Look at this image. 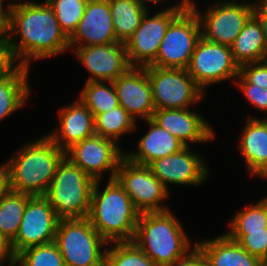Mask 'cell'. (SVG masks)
I'll return each instance as SVG.
<instances>
[{
  "label": "cell",
  "mask_w": 267,
  "mask_h": 266,
  "mask_svg": "<svg viewBox=\"0 0 267 266\" xmlns=\"http://www.w3.org/2000/svg\"><path fill=\"white\" fill-rule=\"evenodd\" d=\"M9 27L5 35L22 66L70 51L69 38L61 30L53 8L43 3H8Z\"/></svg>",
  "instance_id": "cell-1"
},
{
  "label": "cell",
  "mask_w": 267,
  "mask_h": 266,
  "mask_svg": "<svg viewBox=\"0 0 267 266\" xmlns=\"http://www.w3.org/2000/svg\"><path fill=\"white\" fill-rule=\"evenodd\" d=\"M100 182L93 186L87 219L108 243L132 242L140 212L115 178L101 192Z\"/></svg>",
  "instance_id": "cell-2"
},
{
  "label": "cell",
  "mask_w": 267,
  "mask_h": 266,
  "mask_svg": "<svg viewBox=\"0 0 267 266\" xmlns=\"http://www.w3.org/2000/svg\"><path fill=\"white\" fill-rule=\"evenodd\" d=\"M65 151L47 135L20 147L7 160L11 189L30 196H45Z\"/></svg>",
  "instance_id": "cell-3"
},
{
  "label": "cell",
  "mask_w": 267,
  "mask_h": 266,
  "mask_svg": "<svg viewBox=\"0 0 267 266\" xmlns=\"http://www.w3.org/2000/svg\"><path fill=\"white\" fill-rule=\"evenodd\" d=\"M132 242L157 266H170L192 250L182 224L170 210L140 213Z\"/></svg>",
  "instance_id": "cell-4"
},
{
  "label": "cell",
  "mask_w": 267,
  "mask_h": 266,
  "mask_svg": "<svg viewBox=\"0 0 267 266\" xmlns=\"http://www.w3.org/2000/svg\"><path fill=\"white\" fill-rule=\"evenodd\" d=\"M95 182L64 157L44 197L60 219L87 218Z\"/></svg>",
  "instance_id": "cell-5"
},
{
  "label": "cell",
  "mask_w": 267,
  "mask_h": 266,
  "mask_svg": "<svg viewBox=\"0 0 267 266\" xmlns=\"http://www.w3.org/2000/svg\"><path fill=\"white\" fill-rule=\"evenodd\" d=\"M54 242L66 266H104L108 242L87 218L60 219Z\"/></svg>",
  "instance_id": "cell-6"
},
{
  "label": "cell",
  "mask_w": 267,
  "mask_h": 266,
  "mask_svg": "<svg viewBox=\"0 0 267 266\" xmlns=\"http://www.w3.org/2000/svg\"><path fill=\"white\" fill-rule=\"evenodd\" d=\"M196 4L194 0H180L175 5L149 16V10L143 16L139 27L126 41L127 57L132 67L151 65L159 51L160 44L169 24L181 13L188 12Z\"/></svg>",
  "instance_id": "cell-7"
},
{
  "label": "cell",
  "mask_w": 267,
  "mask_h": 266,
  "mask_svg": "<svg viewBox=\"0 0 267 266\" xmlns=\"http://www.w3.org/2000/svg\"><path fill=\"white\" fill-rule=\"evenodd\" d=\"M152 87L155 109H189L202 101L206 92L182 68L145 66Z\"/></svg>",
  "instance_id": "cell-8"
},
{
  "label": "cell",
  "mask_w": 267,
  "mask_h": 266,
  "mask_svg": "<svg viewBox=\"0 0 267 266\" xmlns=\"http://www.w3.org/2000/svg\"><path fill=\"white\" fill-rule=\"evenodd\" d=\"M215 3L204 13L199 12L196 5L192 8L200 21L201 36L209 42L231 46L253 15L254 4L237 0H220Z\"/></svg>",
  "instance_id": "cell-9"
},
{
  "label": "cell",
  "mask_w": 267,
  "mask_h": 266,
  "mask_svg": "<svg viewBox=\"0 0 267 266\" xmlns=\"http://www.w3.org/2000/svg\"><path fill=\"white\" fill-rule=\"evenodd\" d=\"M201 37V25L195 11L192 9L179 14L169 24L156 60L151 65L187 69Z\"/></svg>",
  "instance_id": "cell-10"
},
{
  "label": "cell",
  "mask_w": 267,
  "mask_h": 266,
  "mask_svg": "<svg viewBox=\"0 0 267 266\" xmlns=\"http://www.w3.org/2000/svg\"><path fill=\"white\" fill-rule=\"evenodd\" d=\"M115 179L140 213L169 210L168 206L162 205V201L170 195L169 191L148 166L135 164L124 157L119 163Z\"/></svg>",
  "instance_id": "cell-11"
},
{
  "label": "cell",
  "mask_w": 267,
  "mask_h": 266,
  "mask_svg": "<svg viewBox=\"0 0 267 266\" xmlns=\"http://www.w3.org/2000/svg\"><path fill=\"white\" fill-rule=\"evenodd\" d=\"M188 73L204 90L212 84L234 79L240 67L235 62L231 46L209 42L201 37L192 54Z\"/></svg>",
  "instance_id": "cell-12"
},
{
  "label": "cell",
  "mask_w": 267,
  "mask_h": 266,
  "mask_svg": "<svg viewBox=\"0 0 267 266\" xmlns=\"http://www.w3.org/2000/svg\"><path fill=\"white\" fill-rule=\"evenodd\" d=\"M119 146L115 141L95 134L73 144L65 151V157L95 181L102 180V174L111 171L110 180L115 178L119 163L125 157Z\"/></svg>",
  "instance_id": "cell-13"
},
{
  "label": "cell",
  "mask_w": 267,
  "mask_h": 266,
  "mask_svg": "<svg viewBox=\"0 0 267 266\" xmlns=\"http://www.w3.org/2000/svg\"><path fill=\"white\" fill-rule=\"evenodd\" d=\"M60 218L44 196H33L26 204L19 231L10 243L13 256L23 250L54 241Z\"/></svg>",
  "instance_id": "cell-14"
},
{
  "label": "cell",
  "mask_w": 267,
  "mask_h": 266,
  "mask_svg": "<svg viewBox=\"0 0 267 266\" xmlns=\"http://www.w3.org/2000/svg\"><path fill=\"white\" fill-rule=\"evenodd\" d=\"M190 146L179 152L159 158L148 167L169 191L168 183L177 185H202L208 178L209 169L202 156L192 152Z\"/></svg>",
  "instance_id": "cell-15"
},
{
  "label": "cell",
  "mask_w": 267,
  "mask_h": 266,
  "mask_svg": "<svg viewBox=\"0 0 267 266\" xmlns=\"http://www.w3.org/2000/svg\"><path fill=\"white\" fill-rule=\"evenodd\" d=\"M91 75L89 81L114 82L132 66L127 57L125 44L114 42L105 45L70 47Z\"/></svg>",
  "instance_id": "cell-16"
},
{
  "label": "cell",
  "mask_w": 267,
  "mask_h": 266,
  "mask_svg": "<svg viewBox=\"0 0 267 266\" xmlns=\"http://www.w3.org/2000/svg\"><path fill=\"white\" fill-rule=\"evenodd\" d=\"M119 105L136 121L151 119L155 111L152 87L145 67H131L114 82ZM141 117V118H140Z\"/></svg>",
  "instance_id": "cell-17"
},
{
  "label": "cell",
  "mask_w": 267,
  "mask_h": 266,
  "mask_svg": "<svg viewBox=\"0 0 267 266\" xmlns=\"http://www.w3.org/2000/svg\"><path fill=\"white\" fill-rule=\"evenodd\" d=\"M202 115L189 109H155L152 120L176 137L184 146L210 142L214 130Z\"/></svg>",
  "instance_id": "cell-18"
},
{
  "label": "cell",
  "mask_w": 267,
  "mask_h": 266,
  "mask_svg": "<svg viewBox=\"0 0 267 266\" xmlns=\"http://www.w3.org/2000/svg\"><path fill=\"white\" fill-rule=\"evenodd\" d=\"M117 42L108 2L88 1L69 47L105 45Z\"/></svg>",
  "instance_id": "cell-19"
},
{
  "label": "cell",
  "mask_w": 267,
  "mask_h": 266,
  "mask_svg": "<svg viewBox=\"0 0 267 266\" xmlns=\"http://www.w3.org/2000/svg\"><path fill=\"white\" fill-rule=\"evenodd\" d=\"M59 126L46 134L60 149L66 151L73 144L95 135L92 112L79 99L59 110Z\"/></svg>",
  "instance_id": "cell-20"
},
{
  "label": "cell",
  "mask_w": 267,
  "mask_h": 266,
  "mask_svg": "<svg viewBox=\"0 0 267 266\" xmlns=\"http://www.w3.org/2000/svg\"><path fill=\"white\" fill-rule=\"evenodd\" d=\"M246 118L238 149L249 175L263 178L267 174V117L259 119L254 115Z\"/></svg>",
  "instance_id": "cell-21"
},
{
  "label": "cell",
  "mask_w": 267,
  "mask_h": 266,
  "mask_svg": "<svg viewBox=\"0 0 267 266\" xmlns=\"http://www.w3.org/2000/svg\"><path fill=\"white\" fill-rule=\"evenodd\" d=\"M149 131L138 142L137 151L125 152V157L135 164L148 166L156 159L179 152L185 147L176 137L161 128L152 119L145 120Z\"/></svg>",
  "instance_id": "cell-22"
},
{
  "label": "cell",
  "mask_w": 267,
  "mask_h": 266,
  "mask_svg": "<svg viewBox=\"0 0 267 266\" xmlns=\"http://www.w3.org/2000/svg\"><path fill=\"white\" fill-rule=\"evenodd\" d=\"M195 244L202 251L206 266H263L259 258L248 253L226 233Z\"/></svg>",
  "instance_id": "cell-23"
},
{
  "label": "cell",
  "mask_w": 267,
  "mask_h": 266,
  "mask_svg": "<svg viewBox=\"0 0 267 266\" xmlns=\"http://www.w3.org/2000/svg\"><path fill=\"white\" fill-rule=\"evenodd\" d=\"M235 62L240 66L267 60V49L261 24L252 15L231 45Z\"/></svg>",
  "instance_id": "cell-24"
},
{
  "label": "cell",
  "mask_w": 267,
  "mask_h": 266,
  "mask_svg": "<svg viewBox=\"0 0 267 266\" xmlns=\"http://www.w3.org/2000/svg\"><path fill=\"white\" fill-rule=\"evenodd\" d=\"M109 8L117 42L125 44L139 27L148 9L140 0H112Z\"/></svg>",
  "instance_id": "cell-25"
},
{
  "label": "cell",
  "mask_w": 267,
  "mask_h": 266,
  "mask_svg": "<svg viewBox=\"0 0 267 266\" xmlns=\"http://www.w3.org/2000/svg\"><path fill=\"white\" fill-rule=\"evenodd\" d=\"M29 68L21 66L10 78L0 82V122L24 106L30 95Z\"/></svg>",
  "instance_id": "cell-26"
},
{
  "label": "cell",
  "mask_w": 267,
  "mask_h": 266,
  "mask_svg": "<svg viewBox=\"0 0 267 266\" xmlns=\"http://www.w3.org/2000/svg\"><path fill=\"white\" fill-rule=\"evenodd\" d=\"M32 196L11 190L0 199V233L11 243L20 228L27 201Z\"/></svg>",
  "instance_id": "cell-27"
},
{
  "label": "cell",
  "mask_w": 267,
  "mask_h": 266,
  "mask_svg": "<svg viewBox=\"0 0 267 266\" xmlns=\"http://www.w3.org/2000/svg\"><path fill=\"white\" fill-rule=\"evenodd\" d=\"M95 134L118 143L126 133L135 131L136 121L120 105L94 117Z\"/></svg>",
  "instance_id": "cell-28"
},
{
  "label": "cell",
  "mask_w": 267,
  "mask_h": 266,
  "mask_svg": "<svg viewBox=\"0 0 267 266\" xmlns=\"http://www.w3.org/2000/svg\"><path fill=\"white\" fill-rule=\"evenodd\" d=\"M79 95L78 99L92 112L94 117L119 106L115 87L110 81L85 82Z\"/></svg>",
  "instance_id": "cell-29"
},
{
  "label": "cell",
  "mask_w": 267,
  "mask_h": 266,
  "mask_svg": "<svg viewBox=\"0 0 267 266\" xmlns=\"http://www.w3.org/2000/svg\"><path fill=\"white\" fill-rule=\"evenodd\" d=\"M104 266L157 265L133 242H112L108 243L106 247Z\"/></svg>",
  "instance_id": "cell-30"
},
{
  "label": "cell",
  "mask_w": 267,
  "mask_h": 266,
  "mask_svg": "<svg viewBox=\"0 0 267 266\" xmlns=\"http://www.w3.org/2000/svg\"><path fill=\"white\" fill-rule=\"evenodd\" d=\"M227 232H257L267 228V196L238 211Z\"/></svg>",
  "instance_id": "cell-31"
},
{
  "label": "cell",
  "mask_w": 267,
  "mask_h": 266,
  "mask_svg": "<svg viewBox=\"0 0 267 266\" xmlns=\"http://www.w3.org/2000/svg\"><path fill=\"white\" fill-rule=\"evenodd\" d=\"M13 266H66L55 242L29 247L14 257Z\"/></svg>",
  "instance_id": "cell-32"
},
{
  "label": "cell",
  "mask_w": 267,
  "mask_h": 266,
  "mask_svg": "<svg viewBox=\"0 0 267 266\" xmlns=\"http://www.w3.org/2000/svg\"><path fill=\"white\" fill-rule=\"evenodd\" d=\"M53 8L61 30L70 38L83 16L87 0H46Z\"/></svg>",
  "instance_id": "cell-33"
},
{
  "label": "cell",
  "mask_w": 267,
  "mask_h": 266,
  "mask_svg": "<svg viewBox=\"0 0 267 266\" xmlns=\"http://www.w3.org/2000/svg\"><path fill=\"white\" fill-rule=\"evenodd\" d=\"M226 234L262 262L267 258V228L265 231L226 232Z\"/></svg>",
  "instance_id": "cell-34"
},
{
  "label": "cell",
  "mask_w": 267,
  "mask_h": 266,
  "mask_svg": "<svg viewBox=\"0 0 267 266\" xmlns=\"http://www.w3.org/2000/svg\"><path fill=\"white\" fill-rule=\"evenodd\" d=\"M236 79H239L236 83L239 86L240 91H242L243 95L247 98L248 102L252 104L251 106L267 113V89L249 84L240 74L236 77Z\"/></svg>",
  "instance_id": "cell-35"
},
{
  "label": "cell",
  "mask_w": 267,
  "mask_h": 266,
  "mask_svg": "<svg viewBox=\"0 0 267 266\" xmlns=\"http://www.w3.org/2000/svg\"><path fill=\"white\" fill-rule=\"evenodd\" d=\"M22 65L4 37L0 38V82L10 78Z\"/></svg>",
  "instance_id": "cell-36"
},
{
  "label": "cell",
  "mask_w": 267,
  "mask_h": 266,
  "mask_svg": "<svg viewBox=\"0 0 267 266\" xmlns=\"http://www.w3.org/2000/svg\"><path fill=\"white\" fill-rule=\"evenodd\" d=\"M239 74L249 84L267 89V60L242 65Z\"/></svg>",
  "instance_id": "cell-37"
},
{
  "label": "cell",
  "mask_w": 267,
  "mask_h": 266,
  "mask_svg": "<svg viewBox=\"0 0 267 266\" xmlns=\"http://www.w3.org/2000/svg\"><path fill=\"white\" fill-rule=\"evenodd\" d=\"M170 266H206V261L202 251L195 244L185 256L176 260Z\"/></svg>",
  "instance_id": "cell-38"
},
{
  "label": "cell",
  "mask_w": 267,
  "mask_h": 266,
  "mask_svg": "<svg viewBox=\"0 0 267 266\" xmlns=\"http://www.w3.org/2000/svg\"><path fill=\"white\" fill-rule=\"evenodd\" d=\"M9 163L0 164V199L11 191Z\"/></svg>",
  "instance_id": "cell-39"
},
{
  "label": "cell",
  "mask_w": 267,
  "mask_h": 266,
  "mask_svg": "<svg viewBox=\"0 0 267 266\" xmlns=\"http://www.w3.org/2000/svg\"><path fill=\"white\" fill-rule=\"evenodd\" d=\"M5 262L8 264V266H13L14 256L10 243L0 233V263L4 266Z\"/></svg>",
  "instance_id": "cell-40"
},
{
  "label": "cell",
  "mask_w": 267,
  "mask_h": 266,
  "mask_svg": "<svg viewBox=\"0 0 267 266\" xmlns=\"http://www.w3.org/2000/svg\"><path fill=\"white\" fill-rule=\"evenodd\" d=\"M253 15L261 24L267 49V5H254Z\"/></svg>",
  "instance_id": "cell-41"
},
{
  "label": "cell",
  "mask_w": 267,
  "mask_h": 266,
  "mask_svg": "<svg viewBox=\"0 0 267 266\" xmlns=\"http://www.w3.org/2000/svg\"><path fill=\"white\" fill-rule=\"evenodd\" d=\"M0 1V37H5L9 27V8Z\"/></svg>",
  "instance_id": "cell-42"
},
{
  "label": "cell",
  "mask_w": 267,
  "mask_h": 266,
  "mask_svg": "<svg viewBox=\"0 0 267 266\" xmlns=\"http://www.w3.org/2000/svg\"><path fill=\"white\" fill-rule=\"evenodd\" d=\"M142 3H143V5L149 10V8L147 7V2L148 3H158L159 4V2L160 3H162L163 1H167V0H140Z\"/></svg>",
  "instance_id": "cell-43"
},
{
  "label": "cell",
  "mask_w": 267,
  "mask_h": 266,
  "mask_svg": "<svg viewBox=\"0 0 267 266\" xmlns=\"http://www.w3.org/2000/svg\"><path fill=\"white\" fill-rule=\"evenodd\" d=\"M254 5H267V0H256Z\"/></svg>",
  "instance_id": "cell-44"
},
{
  "label": "cell",
  "mask_w": 267,
  "mask_h": 266,
  "mask_svg": "<svg viewBox=\"0 0 267 266\" xmlns=\"http://www.w3.org/2000/svg\"><path fill=\"white\" fill-rule=\"evenodd\" d=\"M87 1H98V2H110V1H112V0H87Z\"/></svg>",
  "instance_id": "cell-45"
},
{
  "label": "cell",
  "mask_w": 267,
  "mask_h": 266,
  "mask_svg": "<svg viewBox=\"0 0 267 266\" xmlns=\"http://www.w3.org/2000/svg\"><path fill=\"white\" fill-rule=\"evenodd\" d=\"M263 266H267V258L263 261Z\"/></svg>",
  "instance_id": "cell-46"
},
{
  "label": "cell",
  "mask_w": 267,
  "mask_h": 266,
  "mask_svg": "<svg viewBox=\"0 0 267 266\" xmlns=\"http://www.w3.org/2000/svg\"><path fill=\"white\" fill-rule=\"evenodd\" d=\"M262 179H265L267 181V174Z\"/></svg>",
  "instance_id": "cell-47"
}]
</instances>
